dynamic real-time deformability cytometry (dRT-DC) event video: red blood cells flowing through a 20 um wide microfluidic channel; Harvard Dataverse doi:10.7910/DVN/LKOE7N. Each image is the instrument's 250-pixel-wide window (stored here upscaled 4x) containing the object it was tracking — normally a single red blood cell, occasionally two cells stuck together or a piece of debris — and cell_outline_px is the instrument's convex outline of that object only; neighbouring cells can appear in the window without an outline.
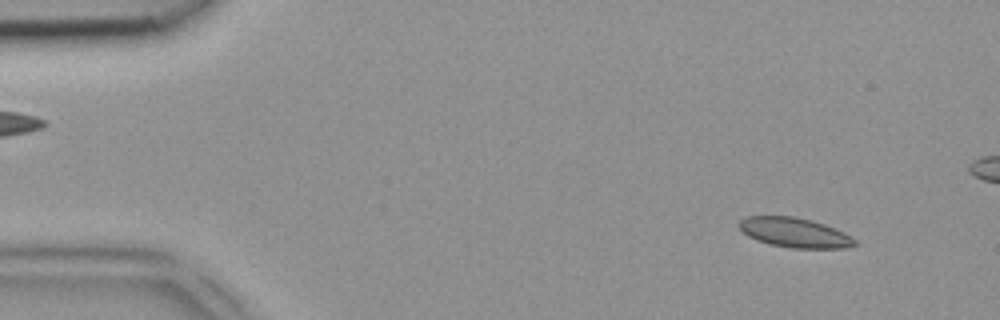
{"species": "common noctule bat (a hibernating species)", "species_latin": "Nyctalus noctula", "temperature_condition": "room temperature", "stored_images_in_passage": 47, "camera_frame_rate_fps": 3000, "um_per_image_px": 0.085, "animal": {"sex": "female", "body_mass_g": 18.4}, "frame": {"image": 1, "passage_image": 4, "time_ms": 1.0, "image_size_px": [1000, 320], "cell_outline_px": [[856, 244], [844, 248], [792, 248], [768, 244], [756, 240], [748, 236], [740, 228], [740, 220], [748, 216], [792, 216], [812, 220], [824, 224], [844, 232], [856, 240]], "centroid_in_image_um": [67.54, 19.77], "position_along_channel_um": 17.5, "area_um2": 19.88}}
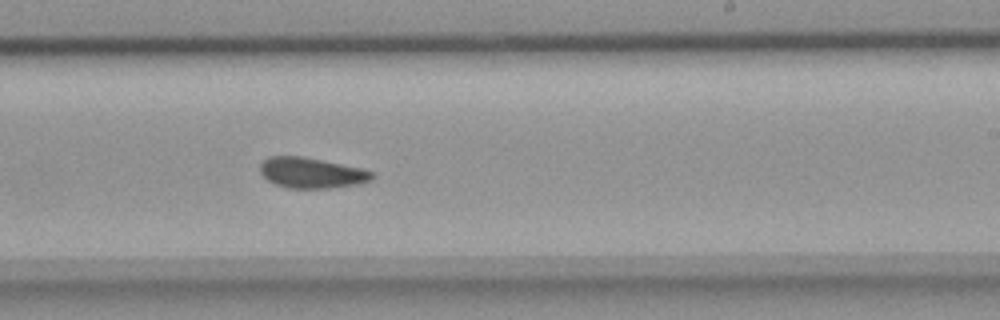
{"frame": {"image": 2, "passage_image": 28, "time_ms": 9.0, "image_size_px": [1000, 320], "cell_outline_px": [[376, 176], [372, 180], [360, 184], [328, 188], [288, 188], [276, 184], [268, 180], [260, 172], [260, 164], [268, 156], [300, 156], [364, 168], [372, 172]], "centroid_in_image_um": [26.52, 14.69], "position_along_channel_um": 262.5, "area_um2": 20.0}}
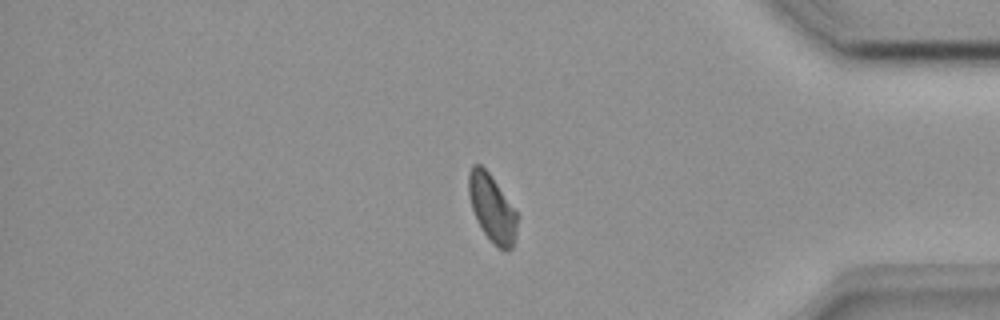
{"frame": {"image": 3, "passage_image": 39, "time_ms": 12.667, "image_size_px": [1000, 320], "cell_outline_px": [[520, 216], [516, 236], [512, 248], [508, 252], [500, 248], [484, 232], [476, 220], [472, 208], [468, 192], [468, 172], [472, 164], [480, 164], [488, 172]], "centroid_in_image_um": [41.84, 17.7], "position_along_channel_um": 393.4, "area_um2": 19.07}}